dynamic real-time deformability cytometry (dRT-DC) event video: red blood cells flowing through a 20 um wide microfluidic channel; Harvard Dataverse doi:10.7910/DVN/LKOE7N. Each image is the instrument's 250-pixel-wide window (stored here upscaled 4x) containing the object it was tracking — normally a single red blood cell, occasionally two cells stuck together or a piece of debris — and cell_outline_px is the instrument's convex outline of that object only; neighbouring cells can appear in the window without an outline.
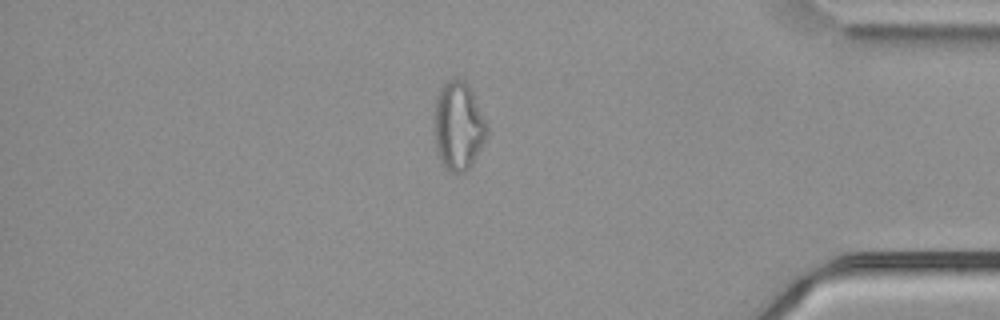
{"species": "common noctule bat (a hibernating species)", "species_latin": "Nyctalus noctula", "temperature_condition": "cold", "stored_images_in_passage": 41, "camera_frame_rate_fps": 3000, "um_per_image_px": 0.085, "animal": {"sex": "male", "body_mass_g": 21.5, "forearm_length_mm": 52.0}, "frame": {"image": 1, "passage_image": 35, "time_ms": 11.333, "image_size_px": [1000, 320], "cell_outline_px": [[488, 136], [472, 164], [464, 172], [456, 176], [448, 172], [444, 168], [436, 152], [432, 120], [432, 116], [436, 96], [440, 88], [448, 80], [456, 76], [464, 80], [468, 84], [488, 124]], "centroid_in_image_um": [38.93, 10.73], "position_along_channel_um": 396.3, "area_um2": 28.26}, "authors_computed_cell_mechanics": {"area_um2": 24.7384, "velocity_mm_per_s": 3.7466, "shape_relaxation_time_tau1_ms": null, "shape_relaxation_time_tau2_ms": 1.4357, "deformation_change_tau1": null, "deformation_change_tau2": 0.0938}}